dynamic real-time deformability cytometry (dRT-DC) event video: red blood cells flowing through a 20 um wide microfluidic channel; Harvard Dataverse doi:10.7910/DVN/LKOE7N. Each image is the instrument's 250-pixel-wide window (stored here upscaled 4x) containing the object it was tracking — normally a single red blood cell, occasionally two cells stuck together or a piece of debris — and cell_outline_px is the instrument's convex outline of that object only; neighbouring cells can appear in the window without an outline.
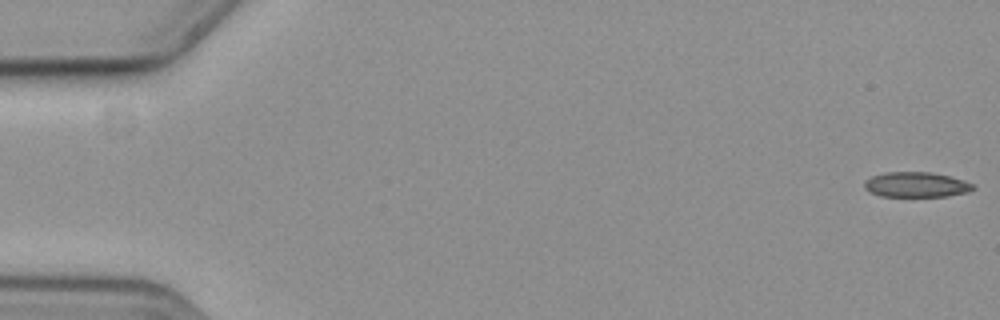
{"species": "common noctule bat (a hibernating species)", "species_latin": "Nyctalus noctula", "temperature_condition": "cold", "stored_images_in_passage": 17, "camera_frame_rate_fps": 3000, "um_per_image_px": 0.085, "animal": {"sex": "female", "body_mass_g": 19.3, "forearm_length_mm": 54.1}, "frame": {"image": 1, "passage_image": 1, "time_ms": 0.0, "image_size_px": [1000, 320], "cell_outline_px": [[976, 188], [964, 192], [948, 196], [880, 196], [864, 188], [864, 180], [872, 176], [884, 172], [932, 172], [964, 180], [972, 184]], "centroid_in_image_um": [77.84, 15.68], "position_along_channel_um": 7.2, "area_um2": 15.78}}
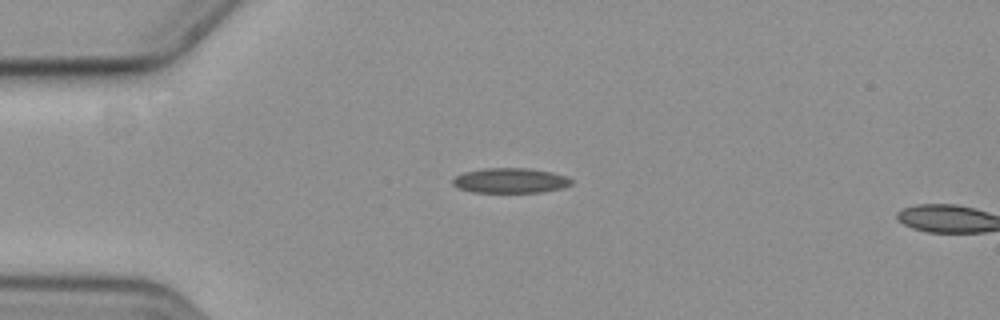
{"frame": {"image": 2, "passage_image": 15, "time_ms": 4.667, "image_size_px": [1000, 320], "cell_outline_px": [[572, 184], [560, 188], [540, 192], [472, 192], [460, 188], [452, 184], [452, 180], [456, 176], [464, 172], [484, 168], [532, 168], [552, 172], [568, 176], [572, 180]], "centroid_in_image_um": [43.39, 15.33], "position_along_channel_um": 41.6, "area_um2": 17.28}}